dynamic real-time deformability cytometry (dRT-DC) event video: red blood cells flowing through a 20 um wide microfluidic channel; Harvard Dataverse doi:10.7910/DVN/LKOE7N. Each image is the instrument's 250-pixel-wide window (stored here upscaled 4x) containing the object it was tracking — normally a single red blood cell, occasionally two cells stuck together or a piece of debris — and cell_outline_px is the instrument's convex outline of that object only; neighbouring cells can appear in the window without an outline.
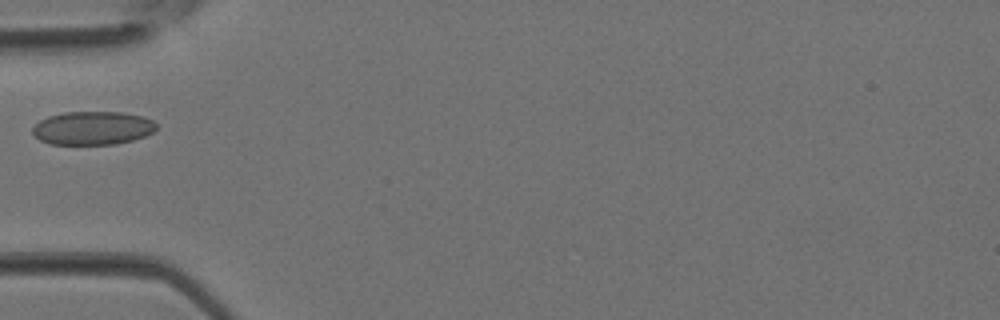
{"species": "Egyptian fruit bat (a non-hibernating species)", "species_latin": "Rousettus aegyptiacus", "temperature_condition": "room temperature", "stored_images_in_passage": 3, "camera_frame_rate_fps": 3000, "um_per_image_px": 0.085, "animal": {"sex": "female"}, "frame": {"image": 1, "passage_image": 3, "time_ms": 0.667, "image_size_px": [1000, 320], "cell_outline_px": [[156, 128], [152, 132], [144, 136], [132, 140], [116, 144], [52, 144], [40, 140], [32, 132], [32, 128], [40, 120], [48, 116], [64, 112], [120, 112], [144, 116], [152, 120], [156, 124]], "centroid_in_image_um": [7.87, 10.88], "position_along_channel_um": 77.1, "area_um2": 24.04}}